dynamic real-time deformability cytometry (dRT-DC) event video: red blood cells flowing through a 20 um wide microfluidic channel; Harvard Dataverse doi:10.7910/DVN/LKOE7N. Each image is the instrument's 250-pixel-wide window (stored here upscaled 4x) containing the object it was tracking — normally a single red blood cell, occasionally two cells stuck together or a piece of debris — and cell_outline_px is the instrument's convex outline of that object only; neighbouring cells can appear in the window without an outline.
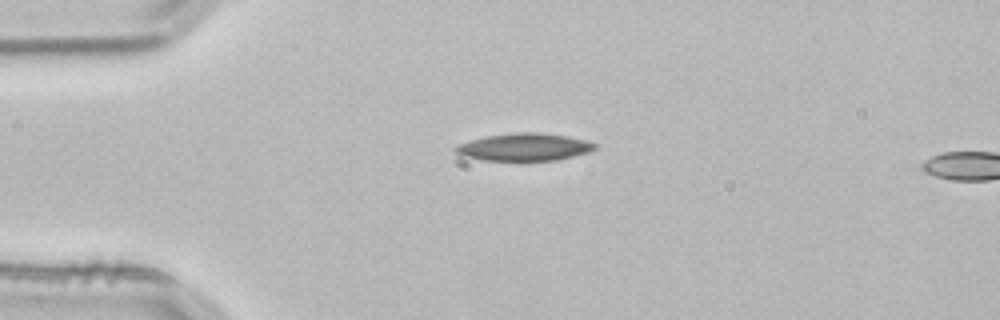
{"species": "common noctule bat (a hibernating species)", "species_latin": "Nyctalus noctula", "temperature_condition": "room temperature", "stored_images_in_passage": 3, "camera_frame_rate_fps": 3000, "um_per_image_px": 0.085, "animal": {"sex": "male", "body_mass_g": 21.5, "forearm_length_mm": 52.0}, "frame": {"image": 1, "passage_image": 1, "time_ms": 0.0, "image_size_px": [1000, 320], "cell_outline_px": [[596, 148], [588, 152], [556, 160], [484, 160], [460, 156], [452, 148], [460, 144], [472, 140], [488, 136], [516, 132], [540, 132], [564, 136], [584, 140], [596, 144]], "centroid_in_image_um": [44.53, 12.5], "position_along_channel_um": 40.5, "area_um2": 21.96}}